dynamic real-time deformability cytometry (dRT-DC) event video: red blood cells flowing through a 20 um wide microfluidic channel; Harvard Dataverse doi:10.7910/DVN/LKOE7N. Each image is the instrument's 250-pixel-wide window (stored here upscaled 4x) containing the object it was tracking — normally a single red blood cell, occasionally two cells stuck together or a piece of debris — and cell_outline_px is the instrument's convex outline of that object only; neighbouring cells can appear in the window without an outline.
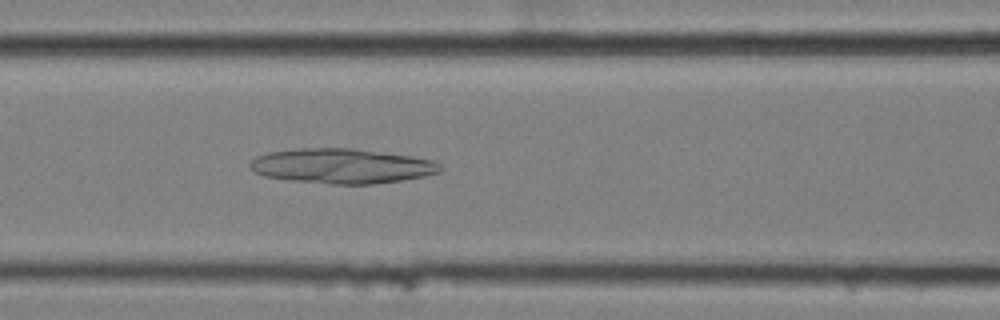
{"species": "common noctule bat (a hibernating species)", "species_latin": "Nyctalus noctula", "temperature_condition": "cold", "stored_images_in_passage": 7, "camera_frame_rate_fps": 3000, "um_per_image_px": 0.085, "animal": {"sex": "female", "body_mass_g": 25.1}, "frame": {"image": 1, "passage_image": 7, "time_ms": 2.0, "image_size_px": [1000, 320], "cell_outline_px": [[440, 172], [424, 176], [400, 180], [372, 184], [332, 184], [292, 180], [264, 176], [256, 172], [248, 164], [256, 156], [268, 152], [300, 148], [352, 148], [412, 156], [432, 160], [440, 164]], "centroid_in_image_um": [29.04, 14.1], "position_along_channel_um": 137.6, "area_um2": 38.38}}